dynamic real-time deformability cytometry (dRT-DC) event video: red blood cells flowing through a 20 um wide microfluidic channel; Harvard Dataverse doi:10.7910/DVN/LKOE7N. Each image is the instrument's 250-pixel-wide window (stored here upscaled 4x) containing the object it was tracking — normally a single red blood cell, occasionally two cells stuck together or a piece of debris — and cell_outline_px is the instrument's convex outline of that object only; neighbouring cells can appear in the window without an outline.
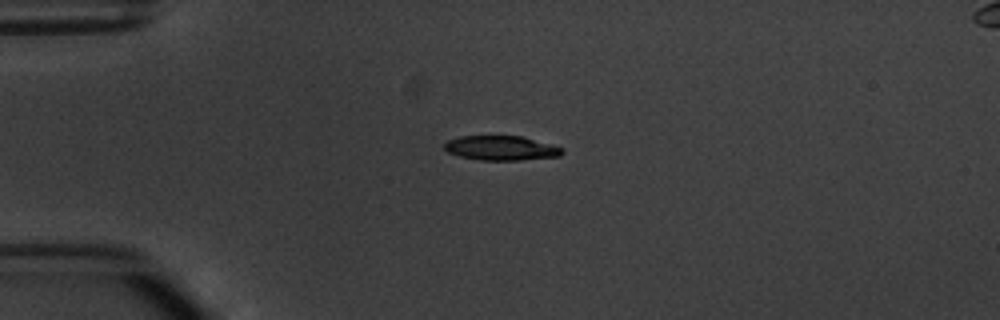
{"species": "common noctule bat (a hibernating species)", "species_latin": "Nyctalus noctula", "temperature_condition": "warm", "stored_images_in_passage": 4, "camera_frame_rate_fps": 3000, "um_per_image_px": 0.085, "animal": {"sex": "male", "body_mass_g": 20.1, "forearm_length_mm": 53.5}, "frame": {"image": 1, "passage_image": 2, "time_ms": 1.333, "image_size_px": [1000, 320], "cell_outline_px": [[564, 152], [560, 156], [520, 160], [480, 160], [460, 156], [448, 152], [444, 148], [444, 144], [448, 140], [460, 136], [520, 136], [552, 144], [564, 148]], "centroid_in_image_um": [42.62, 12.58], "position_along_channel_um": 42.4, "area_um2": 16.82}}